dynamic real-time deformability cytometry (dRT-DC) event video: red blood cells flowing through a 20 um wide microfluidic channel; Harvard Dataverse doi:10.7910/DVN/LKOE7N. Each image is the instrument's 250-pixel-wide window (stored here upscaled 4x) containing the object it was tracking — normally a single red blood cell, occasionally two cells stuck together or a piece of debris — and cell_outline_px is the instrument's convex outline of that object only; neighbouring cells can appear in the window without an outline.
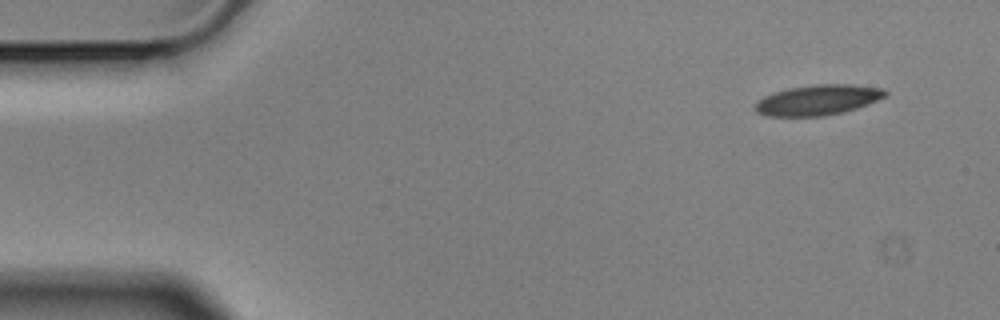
{"species": "Egyptian fruit bat (a non-hibernating species)", "species_latin": "Rousettus aegyptiacus", "temperature_condition": "cold", "stored_images_in_passage": 4, "camera_frame_rate_fps": 3000, "um_per_image_px": 0.085, "animal": {"sex": "male"}, "frame": {"image": 1, "passage_image": 1, "time_ms": 0.0, "image_size_px": [1000, 320], "cell_outline_px": [[888, 92], [884, 96], [876, 100], [856, 108], [824, 116], [768, 116], [756, 112], [756, 104], [764, 96], [788, 88], [812, 84], [856, 84], [884, 88]], "centroid_in_image_um": [69.54, 8.48], "position_along_channel_um": 15.5, "area_um2": 22.77}}
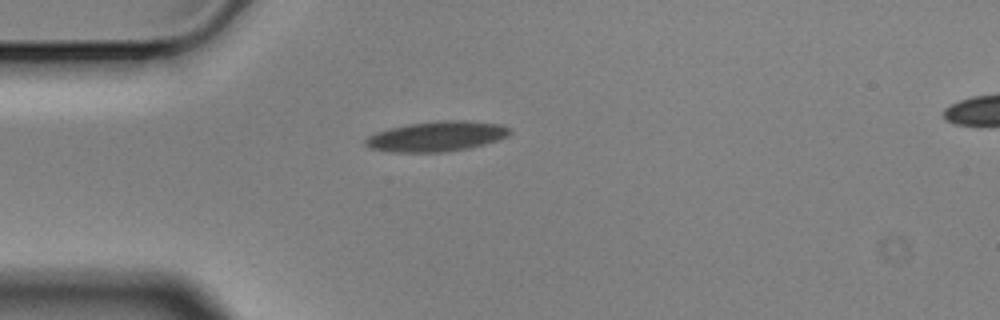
{"frame": {"image": 2, "passage_image": 4, "time_ms": 1.0, "image_size_px": [1000, 320], "cell_outline_px": [[512, 132], [508, 136], [484, 144], [468, 148], [444, 152], [392, 152], [372, 148], [364, 144], [364, 140], [368, 136], [376, 132], [388, 128], [408, 124], [440, 120], [468, 120], [500, 124], [512, 128]], "centroid_in_image_um": [37.13, 11.58], "position_along_channel_um": 47.9, "area_um2": 25.43}}